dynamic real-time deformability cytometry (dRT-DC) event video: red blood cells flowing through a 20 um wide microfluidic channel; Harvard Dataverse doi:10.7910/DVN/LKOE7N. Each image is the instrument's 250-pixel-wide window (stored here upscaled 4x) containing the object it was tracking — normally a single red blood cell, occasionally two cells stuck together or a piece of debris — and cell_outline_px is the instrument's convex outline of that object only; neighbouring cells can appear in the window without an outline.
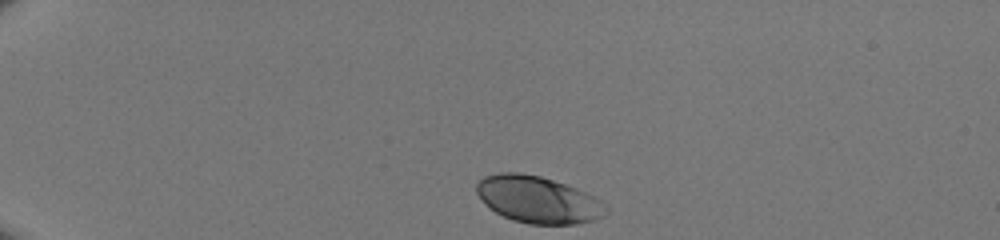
{"species": "human", "species_latin": "Homo sapiens", "temperature_condition": "room temperature", "stored_images_in_passage": 33, "camera_frame_rate_fps": 3000, "um_per_image_px": 0.085, "donor": {"sex": "male"}, "frame": {"image": 1, "passage_image": 1, "time_ms": 0.0, "image_size_px": [1000, 240], "cell_outline_px": [[608, 212], [604, 216], [596, 220], [576, 224], [528, 224], [512, 220], [496, 212], [484, 204], [476, 192], [476, 184], [484, 176], [500, 172], [520, 172], [540, 176], [576, 188], [600, 200], [608, 208]], "centroid_in_image_um": [45.72, 16.97], "position_along_channel_um": 39.3, "area_um2": 35.37}}
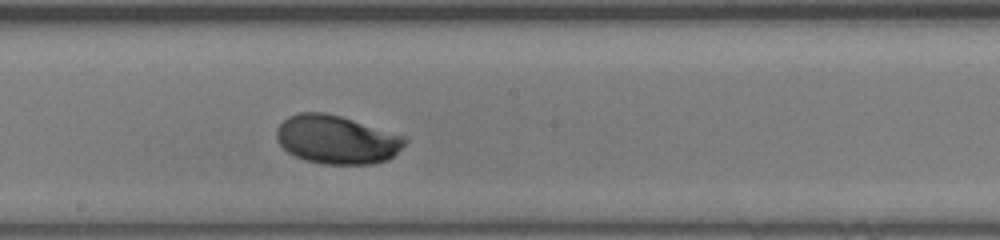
{"frame": {"image": 2, "passage_image": 19, "time_ms": 6.0, "image_size_px": [1000, 240], "cell_outline_px": [[408, 140], [388, 160], [372, 164], [324, 164], [304, 160], [288, 152], [276, 140], [276, 128], [288, 116], [300, 112], [324, 112], [340, 116], [408, 136]], "centroid_in_image_um": [28.62, 11.86], "position_along_channel_um": 219.6, "area_um2": 36.41}}
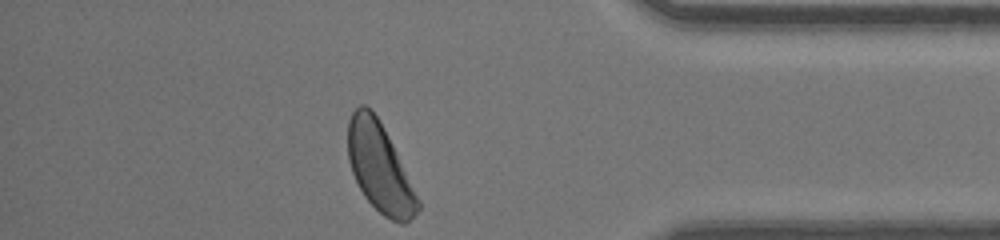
{"frame": {"image": 3, "passage_image": 33, "time_ms": 10.667, "image_size_px": [1000, 240], "cell_outline_px": [[420, 208], [404, 224], [400, 224], [384, 216], [364, 196], [352, 172], [348, 160], [348, 120], [352, 112], [360, 104], [364, 104], [372, 108], [392, 144], [420, 200]], "centroid_in_image_um": [32.25, 14.23], "position_along_channel_um": 402.9, "area_um2": 35.66}}